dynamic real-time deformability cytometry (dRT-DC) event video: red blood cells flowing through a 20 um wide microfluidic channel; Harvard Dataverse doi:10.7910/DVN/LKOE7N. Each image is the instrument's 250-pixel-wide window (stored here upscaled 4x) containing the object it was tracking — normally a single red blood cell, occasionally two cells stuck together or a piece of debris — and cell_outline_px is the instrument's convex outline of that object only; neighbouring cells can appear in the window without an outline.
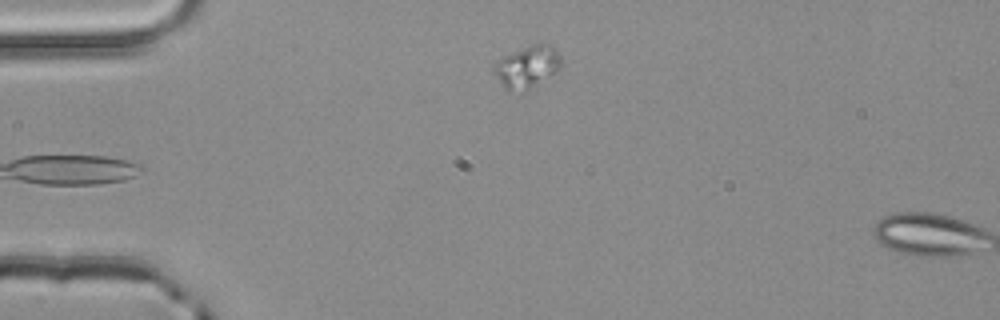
{"species": "common noctule bat (a hibernating species)", "species_latin": "Nyctalus noctula", "temperature_condition": "room temperature", "stored_images_in_passage": 4, "segment_of_instrument_passage": [2, 2], "camera_frame_rate_fps": 3000, "um_per_image_px": 0.085, "animal": {"sex": "male", "body_mass_g": 20.4}, "frame": {"image": 1, "passage_image": 4, "time_ms": 1.0, "image_size_px": [1000, 320], "cell_outline_px": [[560, 68], [520, 96], [504, 88], [492, 72], [492, 68], [496, 60], [512, 52], [532, 44], [548, 44], [560, 56]], "centroid_in_image_um": [44.73, 5.74], "position_along_channel_um": 40.3, "area_um2": 16.59}}